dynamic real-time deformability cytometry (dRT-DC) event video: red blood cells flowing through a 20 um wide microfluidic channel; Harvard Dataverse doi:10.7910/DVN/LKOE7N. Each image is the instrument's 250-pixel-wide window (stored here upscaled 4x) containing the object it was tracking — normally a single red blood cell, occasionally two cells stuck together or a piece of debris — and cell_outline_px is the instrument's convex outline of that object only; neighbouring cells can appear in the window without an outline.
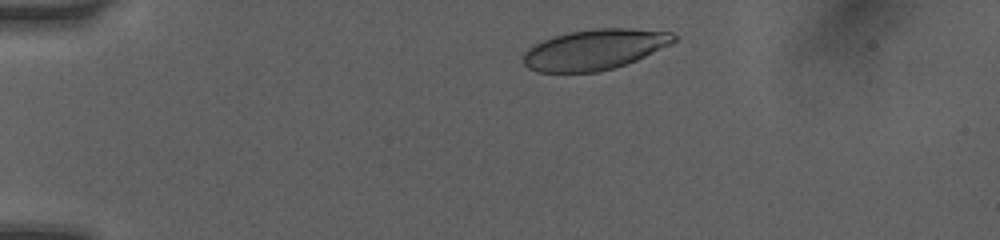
{"species": "human", "species_latin": "Homo sapiens", "temperature_condition": "room temperature", "stored_images_in_passage": 5, "camera_frame_rate_fps": 3000, "um_per_image_px": 0.085, "donor": {"sex": "female"}, "frame": {"image": 1, "passage_image": 2, "time_ms": 0.667, "image_size_px": [1000, 240], "cell_outline_px": [[676, 40], [672, 44], [636, 60], [612, 68], [596, 72], [536, 72], [528, 68], [524, 64], [524, 52], [528, 48], [544, 40], [568, 32], [596, 28], [632, 28], [672, 32], [676, 36]], "centroid_in_image_um": [50.56, 4.2], "position_along_channel_um": 34.4, "area_um2": 35.32}}
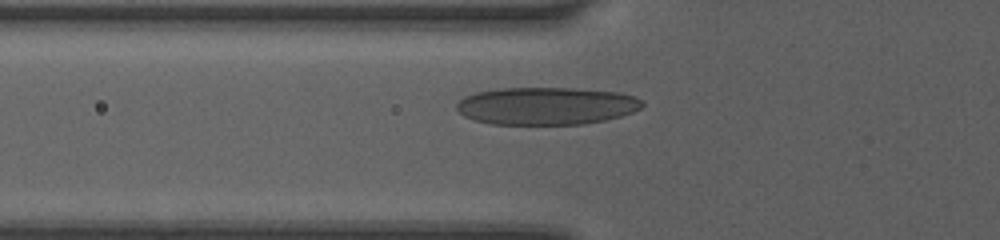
{"frame": {"image": 2, "passage_image": 5, "time_ms": 3.333, "image_size_px": [1000, 240], "cell_outline_px": [[644, 104], [640, 108], [632, 112], [620, 116], [604, 120], [584, 124], [492, 124], [476, 120], [464, 116], [456, 108], [456, 104], [464, 96], [476, 92], [500, 88], [572, 88], [620, 92], [644, 100]], "centroid_in_image_um": [46.44, 8.99], "position_along_channel_um": 79.4, "area_um2": 40.63}}